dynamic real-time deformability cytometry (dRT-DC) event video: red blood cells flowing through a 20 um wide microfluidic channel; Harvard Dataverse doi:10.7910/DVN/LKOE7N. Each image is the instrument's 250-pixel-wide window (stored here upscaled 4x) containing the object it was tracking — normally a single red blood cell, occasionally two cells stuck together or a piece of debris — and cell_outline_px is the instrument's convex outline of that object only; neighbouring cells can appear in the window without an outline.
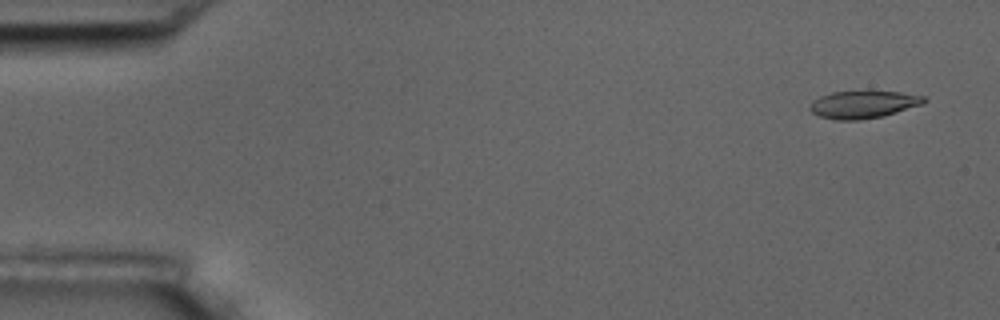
{"species": "common noctule bat (a hibernating species)", "species_latin": "Nyctalus noctula", "temperature_condition": "room temperature", "stored_images_in_passage": 5, "camera_frame_rate_fps": 3000, "um_per_image_px": 0.085, "animal": {"sex": "male", "body_mass_g": 17.5, "forearm_length_mm": 52.3}, "frame": {"image": 1, "passage_image": 1, "time_ms": 0.0, "image_size_px": [1000, 320], "cell_outline_px": [[928, 100], [924, 104], [884, 116], [856, 120], [832, 120], [820, 116], [812, 112], [808, 108], [820, 96], [832, 92], [900, 92], [924, 96]], "centroid_in_image_um": [73.42, 8.89], "position_along_channel_um": 11.6, "area_um2": 18.09}}
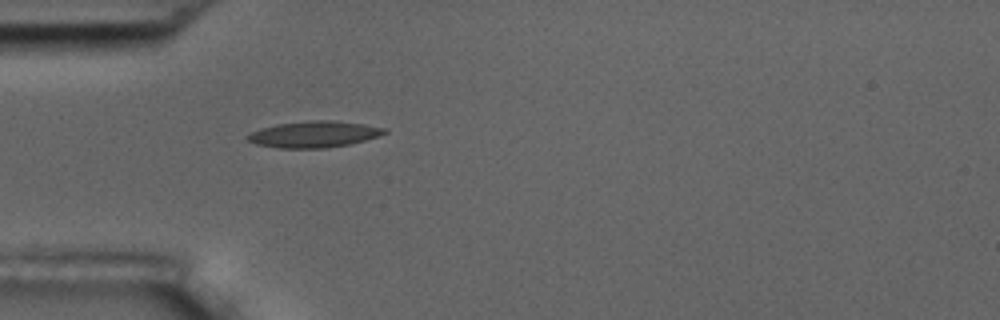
{"frame": {"image": 2, "passage_image": 5, "time_ms": 4.667, "image_size_px": [1000, 320], "cell_outline_px": [[388, 132], [364, 140], [348, 144], [328, 148], [276, 148], [256, 144], [248, 140], [244, 136], [260, 128], [276, 124], [308, 120], [332, 120], [364, 124], [388, 128]], "centroid_in_image_um": [26.66, 11.41], "position_along_channel_um": 58.3, "area_um2": 21.1}}